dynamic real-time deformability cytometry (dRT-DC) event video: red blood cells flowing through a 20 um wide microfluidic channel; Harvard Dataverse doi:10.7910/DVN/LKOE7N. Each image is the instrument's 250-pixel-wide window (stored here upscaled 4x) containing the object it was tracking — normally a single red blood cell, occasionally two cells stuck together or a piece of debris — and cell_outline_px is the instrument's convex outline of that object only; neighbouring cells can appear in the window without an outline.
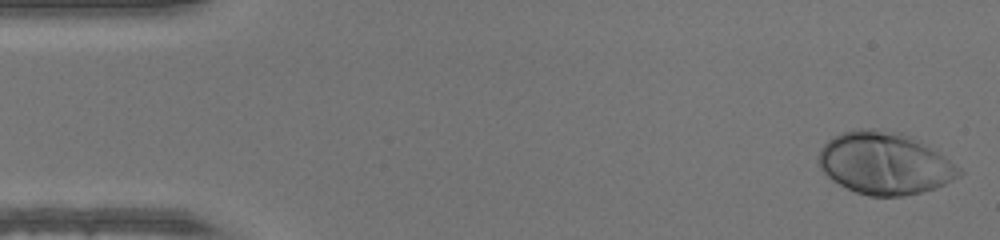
{"species": "human", "species_latin": "Homo sapiens", "temperature_condition": "warm", "stored_images_in_passage": 48, "camera_frame_rate_fps": 3000, "um_per_image_px": 0.085, "donor": {"sex": "male"}, "frame": {"image": 1, "passage_image": 1, "time_ms": 0.0, "image_size_px": [1000, 240], "cell_outline_px": [[964, 172], [960, 176], [936, 188], [904, 196], [868, 196], [856, 192], [832, 180], [820, 168], [816, 156], [820, 148], [832, 136], [856, 128], [876, 128], [900, 132], [908, 136], [936, 152], [960, 168]], "centroid_in_image_um": [75.13, 13.88], "position_along_channel_um": 9.9, "area_um2": 50.63}}
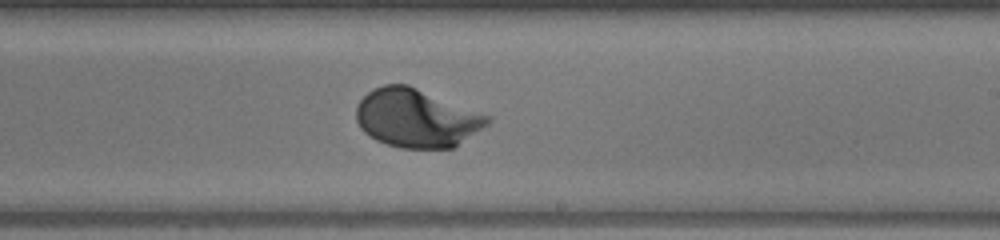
{"frame": {"image": 2, "passage_image": 28, "time_ms": 9.0, "image_size_px": [1000, 240], "cell_outline_px": [[492, 120], [488, 124], [452, 148], [400, 148], [376, 140], [364, 132], [360, 128], [356, 120], [356, 108], [360, 100], [372, 88], [384, 84], [408, 84], [488, 116]], "centroid_in_image_um": [35.35, 10.03], "position_along_channel_um": 253.7, "area_um2": 44.22}}
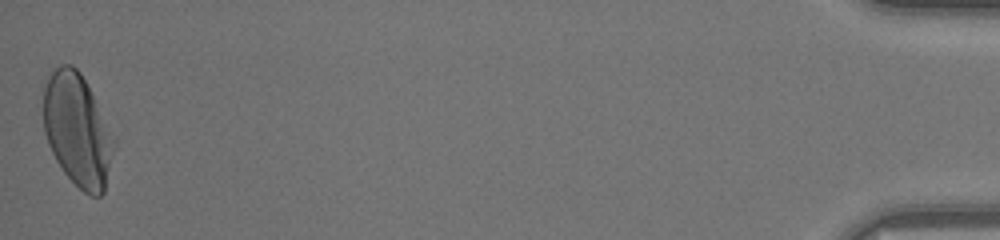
{"frame": {"image": 3, "passage_image": 48, "time_ms": 15.667, "image_size_px": [1000, 240], "cell_outline_px": [[116, 144], [104, 192], [100, 196], [88, 196], [64, 172], [56, 160], [48, 144], [44, 132], [44, 88], [48, 76], [60, 64], [72, 64], [80, 72], [116, 140]], "centroid_in_image_um": [6.59, 11.08], "position_along_channel_um": 428.6, "area_um2": 45.95}}